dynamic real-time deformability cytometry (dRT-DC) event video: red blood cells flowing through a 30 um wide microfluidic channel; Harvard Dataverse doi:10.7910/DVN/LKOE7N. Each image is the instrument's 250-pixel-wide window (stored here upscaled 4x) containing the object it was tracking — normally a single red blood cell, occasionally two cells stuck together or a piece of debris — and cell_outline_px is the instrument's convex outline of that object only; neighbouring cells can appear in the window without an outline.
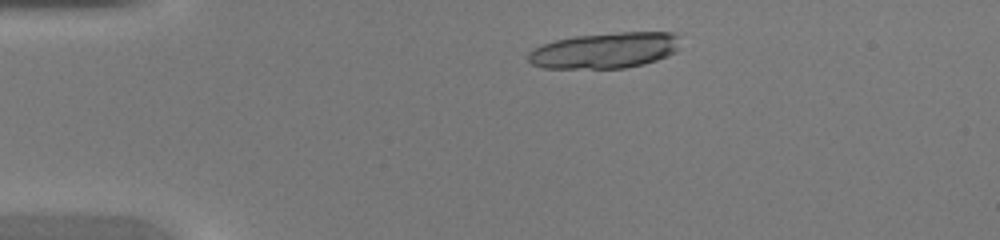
{"species": "common noctule bat (a hibernating species)", "species_latin": "Nyctalus noctula", "temperature_condition": "warm", "stored_images_in_passage": 38, "camera_frame_rate_fps": 3000, "um_per_image_px": 0.085, "animal": {"sex": "female", "body_mass_g": 20.0, "forearm_length_mm": 54.0}, "frame": {"image": 1, "passage_image": 1, "time_ms": 0.0, "image_size_px": [1000, 240], "cell_outline_px": [[680, 48], [676, 52], [668, 56], [644, 64], [624, 68], [544, 68], [532, 64], [528, 60], [528, 52], [544, 44], [556, 40], [576, 36], [620, 32], [672, 32], [680, 36]], "centroid_in_image_um": [51.49, 4.28], "position_along_channel_um": 33.5, "area_um2": 31.85}}
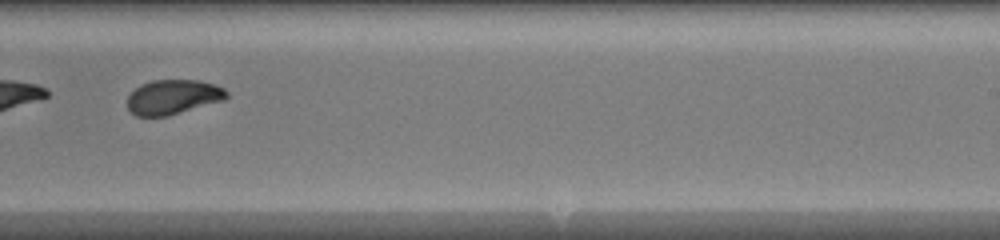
{"frame": {"image": 2, "passage_image": 21, "time_ms": 6.667, "image_size_px": [1000, 240], "cell_outline_px": [[228, 96], [224, 100], [168, 116], [136, 116], [128, 108], [128, 96], [140, 84], [152, 80], [200, 80], [216, 84], [224, 88], [228, 92]], "centroid_in_image_um": [14.73, 8.23], "position_along_channel_um": 274.3, "area_um2": 20.11}}
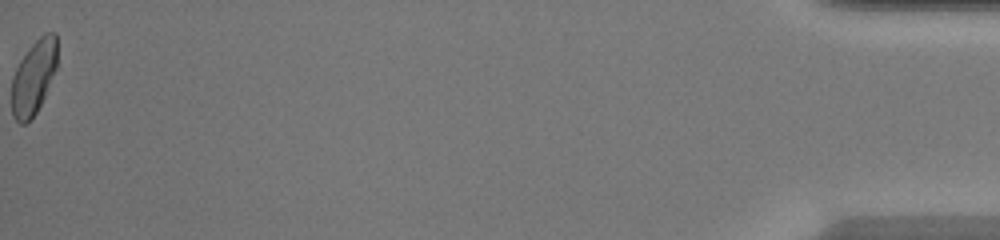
{"frame": {"image": 3, "passage_image": 38, "time_ms": 12.333, "image_size_px": [1000, 240], "cell_outline_px": [[56, 68], [44, 96], [36, 112], [24, 124], [20, 124], [12, 116], [12, 76], [20, 60], [28, 48], [44, 32], [56, 32]], "centroid_in_image_um": [2.84, 6.54], "position_along_channel_um": 432.4, "area_um2": 19.42}}